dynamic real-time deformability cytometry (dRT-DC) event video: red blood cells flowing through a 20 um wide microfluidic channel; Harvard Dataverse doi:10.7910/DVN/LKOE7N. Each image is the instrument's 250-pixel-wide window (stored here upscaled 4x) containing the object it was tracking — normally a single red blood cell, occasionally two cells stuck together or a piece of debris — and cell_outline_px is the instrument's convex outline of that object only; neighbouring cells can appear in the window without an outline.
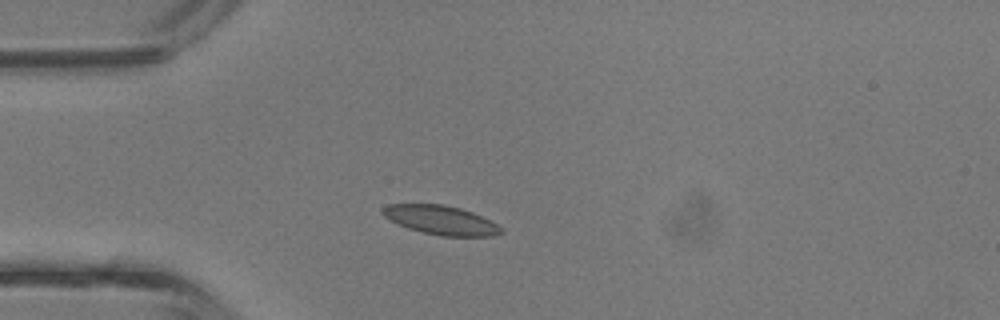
{"species": "common noctule bat (a hibernating species)", "species_latin": "Nyctalus noctula", "temperature_condition": "room temperature", "stored_images_in_passage": 38, "camera_frame_rate_fps": 3000, "um_per_image_px": 0.085, "animal": {"sex": "male", "body_mass_g": 13.3}, "frame": {"image": 1, "passage_image": 7, "time_ms": 2.0, "image_size_px": [1000, 320], "cell_outline_px": [[504, 232], [492, 236], [440, 236], [408, 228], [384, 216], [380, 212], [380, 208], [388, 204], [444, 204], [460, 208], [472, 212], [504, 228]], "centroid_in_image_um": [37.47, 18.7], "position_along_channel_um": 47.5, "area_um2": 19.94}}
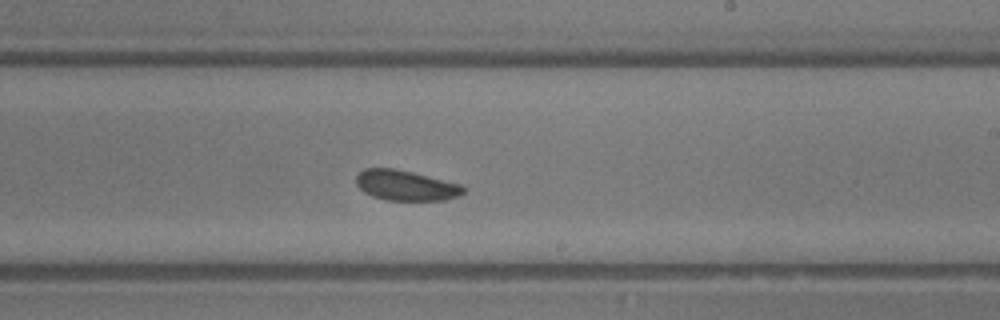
{"frame": {"image": 2, "passage_image": 21, "time_ms": 6.667, "image_size_px": [1000, 320], "cell_outline_px": [[464, 192], [460, 196], [444, 200], [384, 200], [372, 196], [364, 192], [356, 184], [356, 176], [364, 168], [392, 168], [412, 172], [460, 184], [464, 188]], "centroid_in_image_um": [34.47, 15.76], "position_along_channel_um": 254.5, "area_um2": 18.84}}
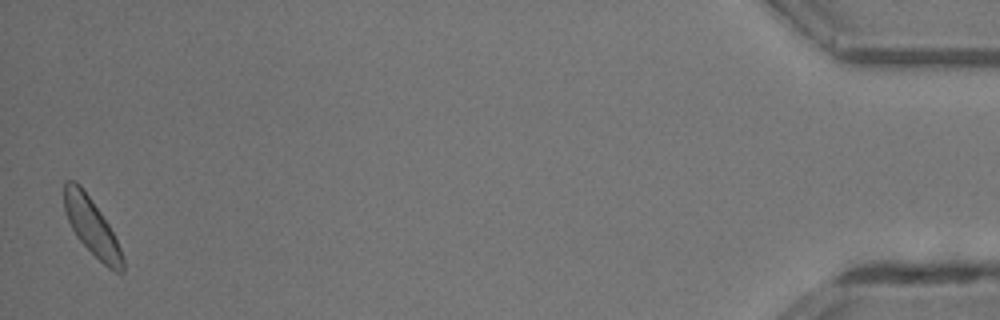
{"frame": {"image": 3, "passage_image": 38, "time_ms": 12.333, "image_size_px": [1000, 320], "cell_outline_px": [[124, 272], [116, 272], [108, 268], [76, 236], [68, 220], [64, 208], [64, 184], [68, 180], [76, 180], [80, 184], [100, 212], [108, 224], [120, 248], [124, 260]], "centroid_in_image_um": [7.79, 19.25], "position_along_channel_um": 427.4, "area_um2": 19.02}, "authors_computed_cell_mechanics": {"area_um2": 19.2185, "velocity_mm_per_s": 4.7654, "shape_relaxation_time_tau1_ms": null, "shape_relaxation_time_tau2_ms": 1.2371, "deformation_change_tau1": null, "deformation_change_tau2": 0.0553}}